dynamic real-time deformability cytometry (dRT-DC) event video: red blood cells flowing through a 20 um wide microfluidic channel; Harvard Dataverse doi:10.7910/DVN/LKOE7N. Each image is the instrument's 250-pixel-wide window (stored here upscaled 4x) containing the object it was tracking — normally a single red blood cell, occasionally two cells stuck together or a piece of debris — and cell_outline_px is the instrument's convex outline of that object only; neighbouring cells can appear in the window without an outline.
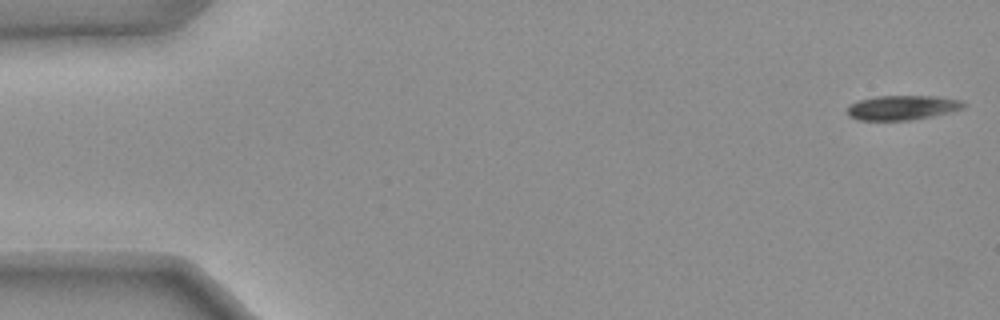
{"species": "common noctule bat (a hibernating species)", "species_latin": "Nyctalus noctula", "temperature_condition": "warm", "stored_images_in_passage": 11, "camera_frame_rate_fps": 3000, "um_per_image_px": 0.085, "animal": {"sex": "female", "body_mass_g": 25.1}, "frame": {"image": 1, "passage_image": 1, "time_ms": 0.0, "image_size_px": [1000, 320], "cell_outline_px": [[968, 104], [964, 108], [932, 116], [912, 120], [856, 120], [848, 116], [844, 108], [848, 104], [860, 100], [876, 96], [936, 96], [960, 100]], "centroid_in_image_um": [76.64, 9.15], "position_along_channel_um": 8.4, "area_um2": 16.88}}